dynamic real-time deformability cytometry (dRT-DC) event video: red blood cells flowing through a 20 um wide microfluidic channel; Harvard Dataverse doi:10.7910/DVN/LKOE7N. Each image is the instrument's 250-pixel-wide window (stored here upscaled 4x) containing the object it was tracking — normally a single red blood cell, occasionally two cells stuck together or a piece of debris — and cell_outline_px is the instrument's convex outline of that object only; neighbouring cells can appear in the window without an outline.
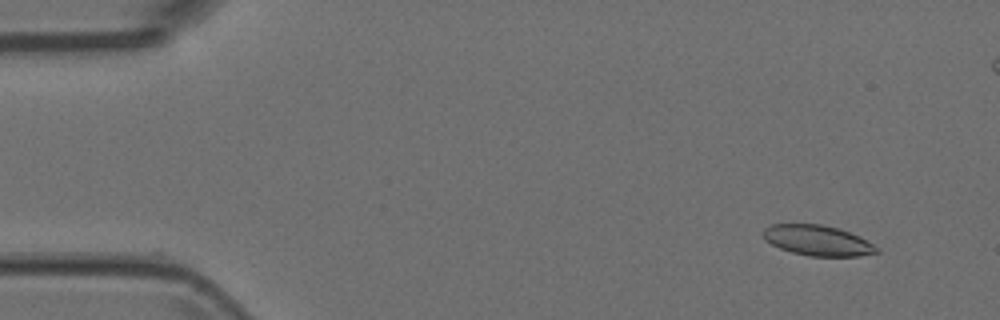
{"species": "Egyptian fruit bat (a non-hibernating species)", "species_latin": "Rousettus aegyptiacus", "temperature_condition": "room temperature", "stored_images_in_passage": 6, "camera_frame_rate_fps": 3000, "um_per_image_px": 0.085, "animal": {"sex": "female"}, "frame": {"image": 1, "passage_image": 2, "time_ms": 0.333, "image_size_px": [1000, 320], "cell_outline_px": [[880, 252], [860, 256], [808, 256], [792, 252], [780, 248], [764, 240], [760, 232], [764, 228], [772, 224], [820, 224], [836, 228], [848, 232], [880, 248]], "centroid_in_image_um": [69.44, 20.44], "position_along_channel_um": 15.6, "area_um2": 20.0}}
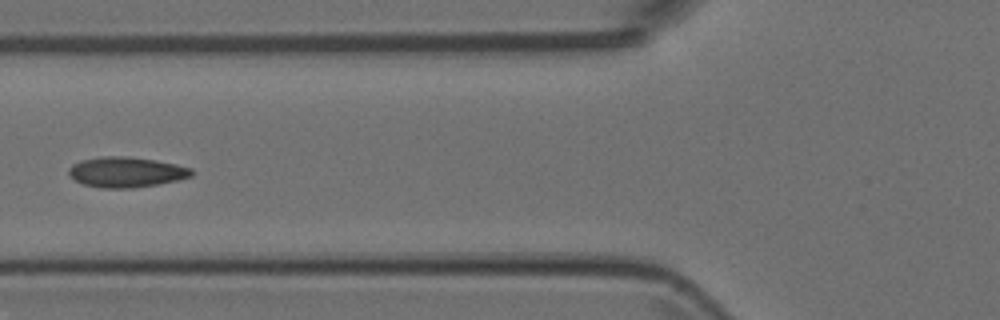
{"frame": {"image": 2, "passage_image": 6, "time_ms": 1.667, "image_size_px": [1000, 320], "cell_outline_px": [[192, 176], [176, 180], [156, 184], [132, 188], [100, 188], [84, 184], [76, 180], [68, 172], [68, 168], [72, 164], [80, 160], [104, 156], [128, 156], [156, 160], [176, 164], [192, 168]], "centroid_in_image_um": [10.72, 14.62], "position_along_channel_um": 115.1, "area_um2": 21.62}}